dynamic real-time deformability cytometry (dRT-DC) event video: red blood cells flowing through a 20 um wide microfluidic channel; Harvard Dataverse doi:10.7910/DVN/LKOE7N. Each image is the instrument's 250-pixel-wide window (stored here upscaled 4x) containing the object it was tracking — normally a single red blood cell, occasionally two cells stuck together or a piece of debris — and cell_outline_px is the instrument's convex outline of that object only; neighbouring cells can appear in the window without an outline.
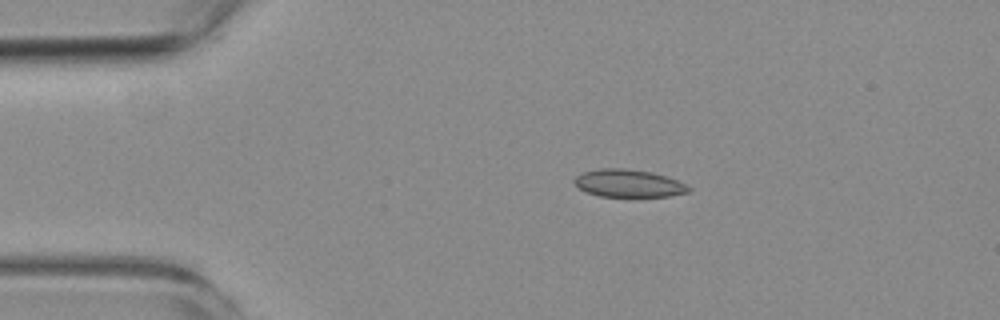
{"species": "common noctule bat (a hibernating species)", "species_latin": "Nyctalus noctula", "temperature_condition": "room temperature", "stored_images_in_passage": 4, "camera_frame_rate_fps": 3000, "um_per_image_px": 0.085, "animal": {"sex": "female", "body_mass_g": 19.3, "forearm_length_mm": 54.1}, "frame": {"image": 1, "passage_image": 2, "time_ms": 1.0, "image_size_px": [1000, 320], "cell_outline_px": [[692, 188], [688, 192], [668, 196], [600, 196], [584, 192], [572, 180], [576, 176], [584, 172], [600, 168], [624, 168], [652, 172], [676, 180]], "centroid_in_image_um": [53.39, 15.58], "position_along_channel_um": 31.6, "area_um2": 18.21}}
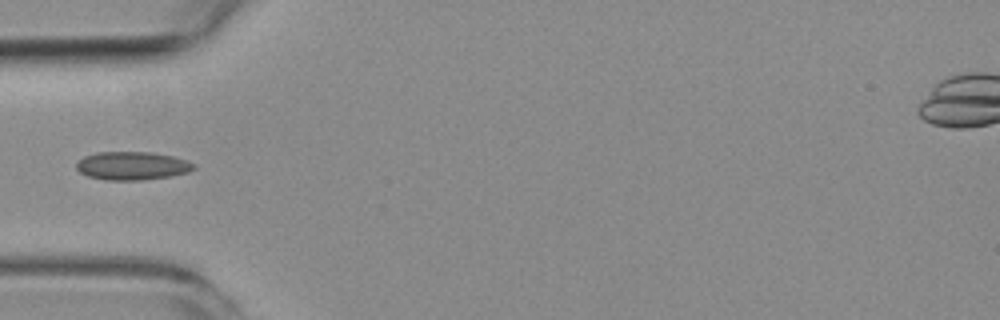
{"frame": {"image": 2, "passage_image": 4, "time_ms": 3.333, "image_size_px": [1000, 320], "cell_outline_px": [[196, 168], [188, 172], [172, 176], [140, 180], [108, 180], [88, 176], [80, 172], [76, 168], [76, 164], [84, 156], [96, 152], [152, 152], [172, 156], [188, 160], [196, 164]], "centroid_in_image_um": [11.27, 14.09], "position_along_channel_um": 73.7, "area_um2": 19.42}}